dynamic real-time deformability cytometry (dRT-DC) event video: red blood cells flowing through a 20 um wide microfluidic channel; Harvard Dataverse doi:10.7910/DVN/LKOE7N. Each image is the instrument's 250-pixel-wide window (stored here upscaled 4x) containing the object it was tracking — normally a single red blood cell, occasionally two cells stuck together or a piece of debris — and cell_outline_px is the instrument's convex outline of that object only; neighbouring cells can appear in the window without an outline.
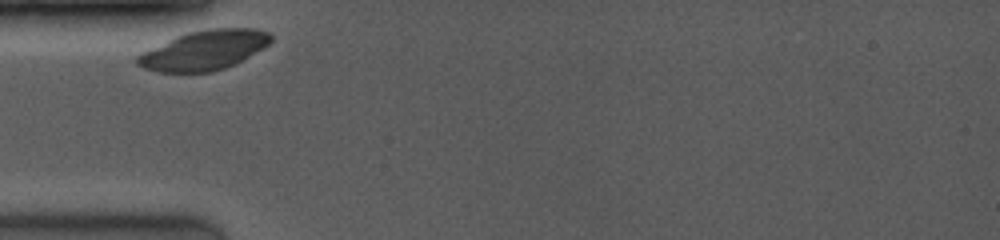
{"species": "common noctule bat (a hibernating species)", "species_latin": "Nyctalus noctula", "temperature_condition": "room temperature", "stored_images_in_passage": 6, "camera_frame_rate_fps": 4000, "um_per_image_px": 0.085, "animal": {"sex": "female", "body_mass_g": 19.0, "forearm_length_mm": 53.3}, "frame": {"image": 1, "passage_image": 1, "time_ms": 0.0, "image_size_px": [1000, 240], "cell_outline_px": [[272, 40], [268, 44], [240, 60], [224, 68], [212, 72], [160, 72], [144, 68], [136, 64], [136, 56], [184, 32], [208, 28], [256, 28], [268, 32], [272, 36]], "centroid_in_image_um": [17.33, 4.25], "position_along_channel_um": 67.7, "area_um2": 30.4}}